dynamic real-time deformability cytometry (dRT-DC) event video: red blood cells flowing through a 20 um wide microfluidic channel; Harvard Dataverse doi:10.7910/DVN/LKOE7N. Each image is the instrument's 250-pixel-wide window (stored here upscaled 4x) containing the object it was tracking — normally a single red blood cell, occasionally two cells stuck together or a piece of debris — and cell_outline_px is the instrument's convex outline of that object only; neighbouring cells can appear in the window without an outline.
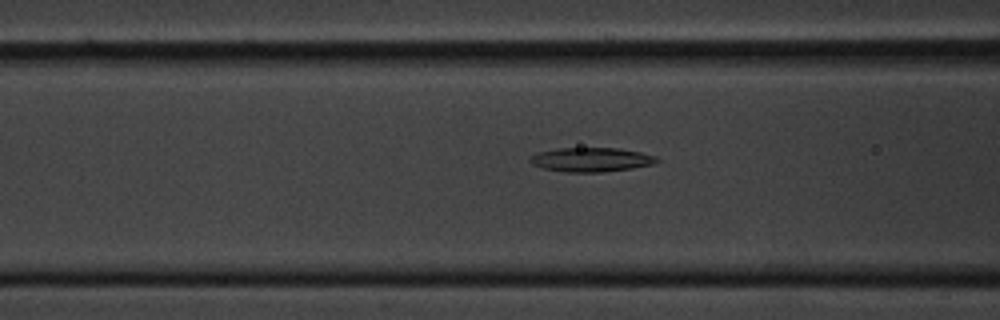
{"species": "common noctule bat (a hibernating species)", "species_latin": "Nyctalus noctula", "temperature_condition": "cold", "stored_images_in_passage": 43, "camera_frame_rate_fps": 3000, "um_per_image_px": 0.085, "animal": {"sex": "male", "body_mass_g": 20.1, "forearm_length_mm": 53.5}, "frame": {"image": 1, "passage_image": 9, "time_ms": 2.667, "image_size_px": [1000, 320], "cell_outline_px": [[660, 160], [652, 164], [632, 168], [600, 172], [564, 172], [544, 168], [532, 164], [528, 160], [536, 152], [556, 148], [620, 148], [640, 152], [656, 156]], "centroid_in_image_um": [50.23, 13.56], "position_along_channel_um": 116.4, "area_um2": 17.86}}
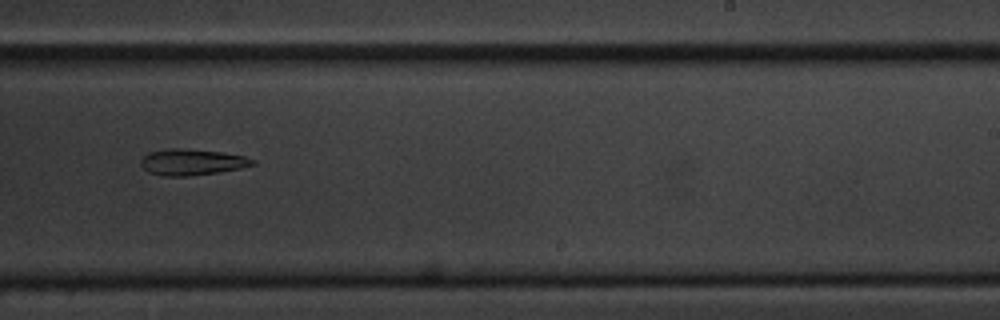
{"frame": {"image": 2, "passage_image": 22, "time_ms": 7.0, "image_size_px": [1000, 320], "cell_outline_px": [[256, 164], [240, 168], [216, 172], [188, 176], [160, 176], [148, 172], [140, 164], [140, 160], [148, 152], [168, 148], [180, 148], [220, 152], [244, 156], [252, 160]], "centroid_in_image_um": [16.24, 13.78], "position_along_channel_um": 272.8, "area_um2": 16.88}}
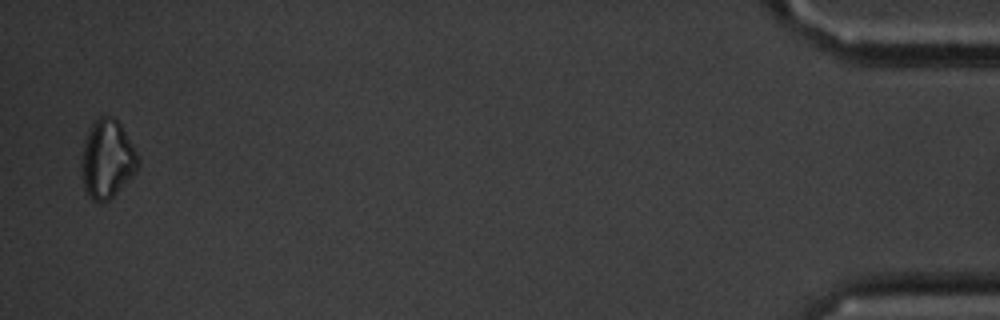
{"frame": {"image": 3, "passage_image": 42, "time_ms": 13.667, "image_size_px": [1000, 320], "cell_outline_px": [[140, 164], [136, 172], [108, 200], [92, 200], [88, 196], [84, 188], [80, 176], [80, 156], [84, 140], [92, 120], [100, 116], [112, 116], [120, 124], [140, 156]], "centroid_in_image_um": [9.08, 13.49], "position_along_channel_um": 426.1, "area_um2": 26.3}, "authors_computed_cell_mechanics": {"area_um2": 17.9758, "velocity_mm_per_s": 3.6044, "shape_relaxation_time_tau1_ms": 2.3884, "shape_relaxation_time_tau2_ms": null, "deformation_change_tau1": 0.119, "deformation_change_tau2": null}}